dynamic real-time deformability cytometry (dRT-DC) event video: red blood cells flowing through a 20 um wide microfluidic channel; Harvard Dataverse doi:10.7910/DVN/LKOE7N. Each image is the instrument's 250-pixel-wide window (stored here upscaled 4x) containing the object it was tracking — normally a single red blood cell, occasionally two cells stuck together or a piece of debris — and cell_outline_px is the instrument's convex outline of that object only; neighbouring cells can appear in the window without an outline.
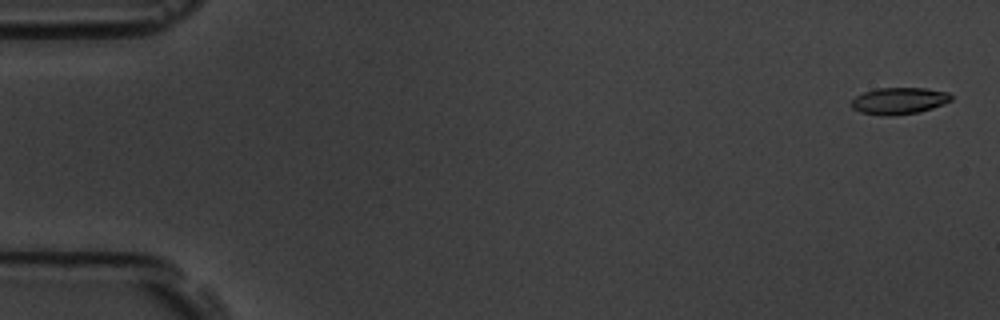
{"species": "common noctule bat (a hibernating species)", "species_latin": "Nyctalus noctula", "temperature_condition": "room temperature", "stored_images_in_passage": 5, "camera_frame_rate_fps": 3000, "um_per_image_px": 0.085, "animal": {"sex": "male", "body_mass_g": 19.5, "forearm_length_mm": 54.6}, "frame": {"image": 1, "passage_image": 1, "time_ms": 0.0, "image_size_px": [1000, 320], "cell_outline_px": [[952, 100], [944, 104], [932, 108], [916, 112], [892, 116], [860, 112], [852, 108], [848, 104], [856, 96], [864, 92], [876, 88], [924, 88], [948, 92], [952, 96]], "centroid_in_image_um": [76.4, 8.56], "position_along_channel_um": 8.6, "area_um2": 15.49}}
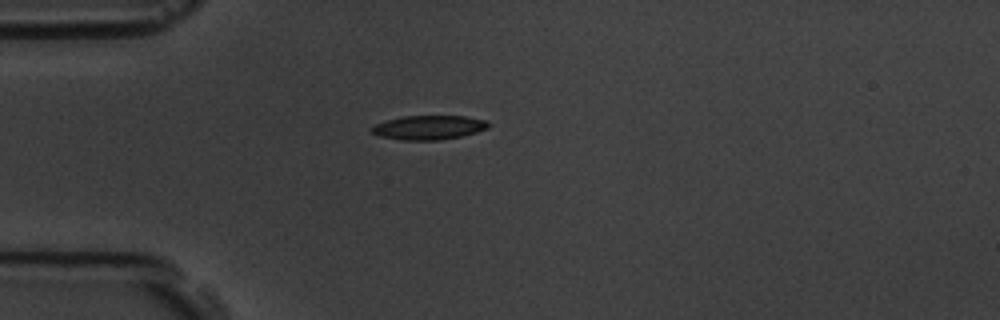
{"frame": {"image": 2, "passage_image": 5, "time_ms": 1.333, "image_size_px": [1000, 320], "cell_outline_px": [[488, 128], [476, 132], [460, 136], [440, 140], [400, 140], [380, 136], [372, 132], [372, 128], [376, 124], [388, 120], [404, 116], [464, 116], [484, 120], [488, 124]], "centroid_in_image_um": [36.44, 10.84], "position_along_channel_um": 48.6, "area_um2": 16.13}}